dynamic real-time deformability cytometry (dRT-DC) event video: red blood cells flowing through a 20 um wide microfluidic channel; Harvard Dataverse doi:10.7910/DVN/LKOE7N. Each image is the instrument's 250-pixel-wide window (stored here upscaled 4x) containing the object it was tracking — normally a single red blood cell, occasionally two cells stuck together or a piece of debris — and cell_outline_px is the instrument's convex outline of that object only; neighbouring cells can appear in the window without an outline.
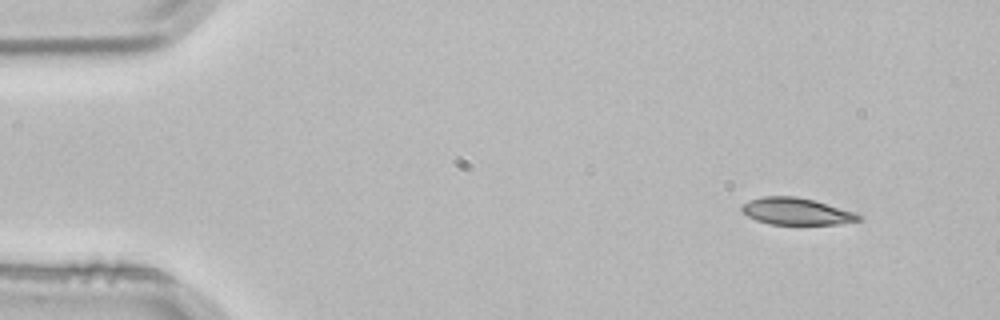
{"species": "common noctule bat (a hibernating species)", "species_latin": "Nyctalus noctula", "temperature_condition": "room temperature", "stored_images_in_passage": 3, "camera_frame_rate_fps": 3000, "um_per_image_px": 0.085, "animal": {"sex": "male", "body_mass_g": 21.5, "forearm_length_mm": 52.0}, "frame": {"image": 1, "passage_image": 1, "time_ms": 0.0, "image_size_px": [1000, 320], "cell_outline_px": [[864, 220], [840, 224], [768, 224], [756, 220], [748, 216], [740, 208], [748, 200], [764, 196], [796, 196], [812, 200], [856, 212], [864, 216]], "centroid_in_image_um": [67.74, 17.97], "position_along_channel_um": 17.3, "area_um2": 18.38}}
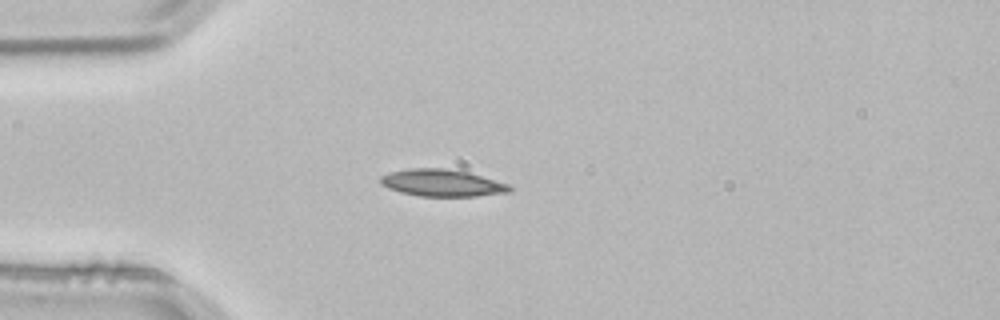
{"frame": {"image": 2, "passage_image": 3, "time_ms": 0.667, "image_size_px": [1000, 320], "cell_outline_px": [[512, 192], [476, 196], [420, 196], [400, 192], [388, 188], [380, 184], [380, 176], [388, 172], [412, 168], [444, 168], [468, 172], [508, 184], [512, 188]], "centroid_in_image_um": [37.55, 15.55], "position_along_channel_um": 47.4, "area_um2": 20.35}}